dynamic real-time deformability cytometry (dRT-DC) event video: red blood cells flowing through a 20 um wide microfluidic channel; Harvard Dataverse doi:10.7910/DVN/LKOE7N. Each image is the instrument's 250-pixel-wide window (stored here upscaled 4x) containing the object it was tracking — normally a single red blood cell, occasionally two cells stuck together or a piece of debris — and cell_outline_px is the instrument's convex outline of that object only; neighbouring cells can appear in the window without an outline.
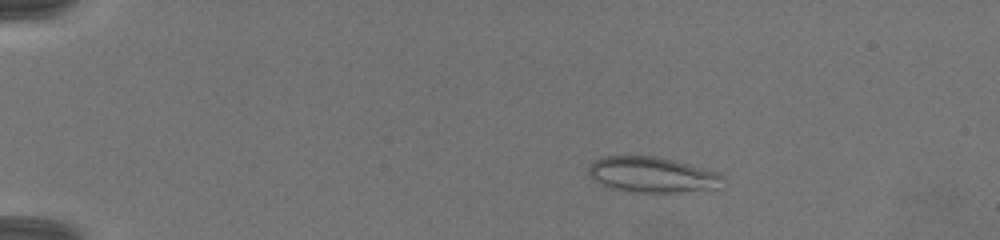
{"species": "common noctule bat (a hibernating species)", "species_latin": "Nyctalus noctula", "temperature_condition": "warm", "stored_images_in_passage": 14, "camera_frame_rate_fps": 3000, "um_per_image_px": 0.085, "animal": {"sex": "female", "body_mass_g": 19.5, "forearm_length_mm": 54.1}, "frame": {"image": 1, "passage_image": 3, "time_ms": 1.0, "image_size_px": [1000, 240], "cell_outline_px": [[724, 188], [676, 192], [636, 192], [612, 188], [600, 184], [588, 176], [588, 168], [596, 160], [604, 156], [656, 156], [672, 160], [716, 172], [724, 176]], "centroid_in_image_um": [55.46, 14.86], "position_along_channel_um": 29.5, "area_um2": 27.74}}
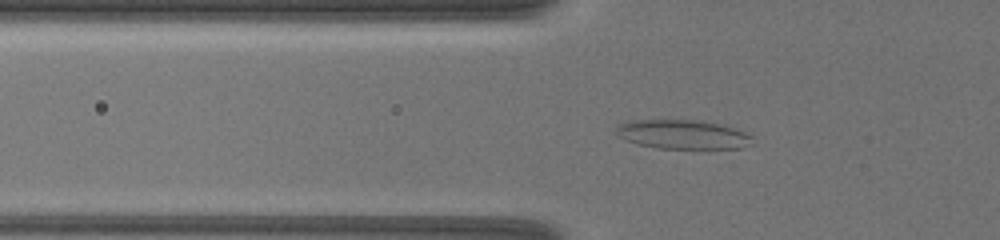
{"frame": {"image": 2, "passage_image": 10, "time_ms": 4.0, "image_size_px": [1000, 240], "cell_outline_px": [[752, 144], [740, 148], [656, 148], [636, 144], [616, 136], [616, 128], [620, 124], [628, 120], [700, 120], [724, 124], [744, 132], [752, 136]], "centroid_in_image_um": [58.01, 11.42], "position_along_channel_um": 67.8, "area_um2": 23.29}}
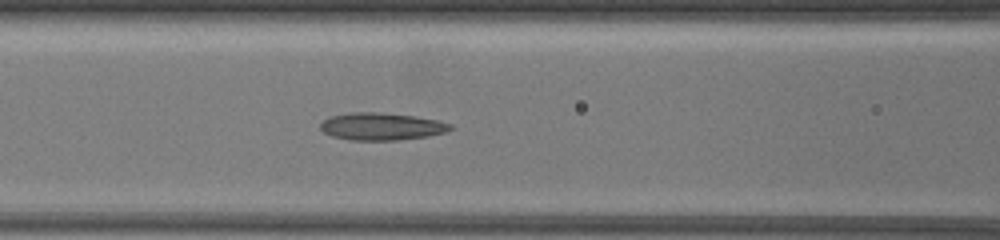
{"frame": {"image": 3, "passage_image": 14, "time_ms": 5.667, "image_size_px": [1000, 240], "cell_outline_px": [[456, 128], [444, 132], [428, 136], [400, 140], [348, 140], [332, 136], [324, 132], [320, 128], [320, 124], [324, 120], [332, 116], [348, 112], [380, 112], [412, 116], [436, 120], [452, 124]], "centroid_in_image_um": [32.43, 10.75], "position_along_channel_um": 134.2, "area_um2": 20.75}}